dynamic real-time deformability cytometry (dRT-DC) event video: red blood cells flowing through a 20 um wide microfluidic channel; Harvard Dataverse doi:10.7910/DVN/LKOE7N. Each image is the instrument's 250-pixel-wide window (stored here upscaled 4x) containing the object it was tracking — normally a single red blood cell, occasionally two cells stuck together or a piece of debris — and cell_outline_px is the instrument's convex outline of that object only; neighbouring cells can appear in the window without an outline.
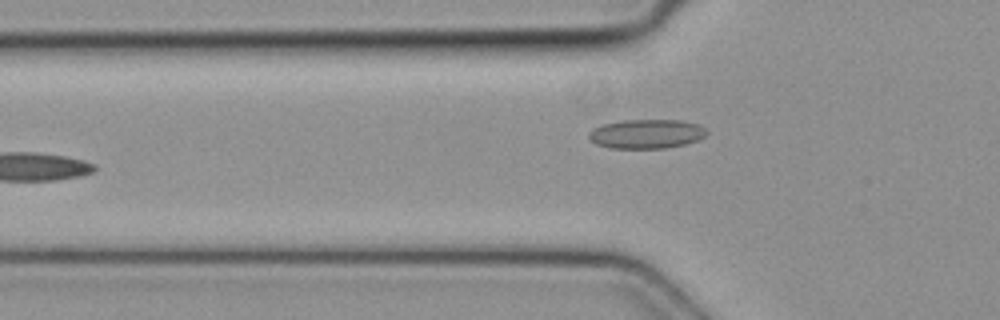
{"species": "common noctule bat (a hibernating species)", "species_latin": "Nyctalus noctula", "temperature_condition": "cold", "stored_images_in_passage": 6, "camera_frame_rate_fps": 3000, "um_per_image_px": 0.085, "animal": {"sex": "female", "body_mass_g": 19.3, "forearm_length_mm": 54.1}, "frame": {"image": 1, "passage_image": 5, "time_ms": 1.333, "image_size_px": [1000, 320], "cell_outline_px": [[708, 132], [704, 136], [696, 140], [684, 144], [664, 148], [612, 148], [596, 144], [588, 136], [588, 132], [592, 128], [600, 124], [624, 120], [684, 120], [696, 124], [704, 128]], "centroid_in_image_um": [54.91, 11.37], "position_along_channel_um": 70.9, "area_um2": 20.0}}
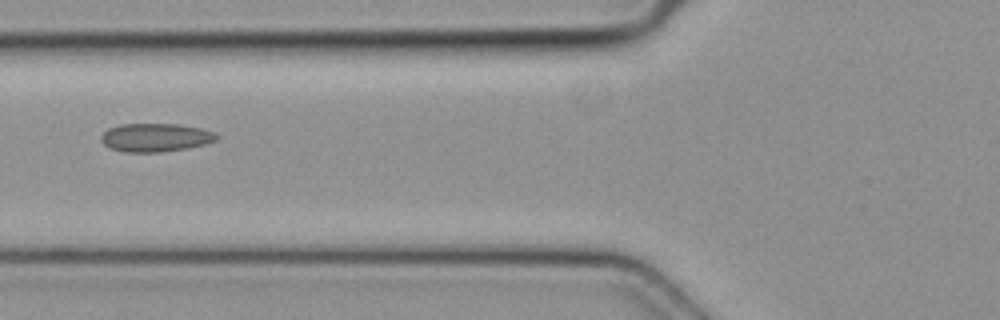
{"frame": {"image": 2, "passage_image": 6, "time_ms": 1.667, "image_size_px": [1000, 320], "cell_outline_px": [[220, 136], [216, 140], [204, 144], [188, 148], [160, 152], [124, 152], [112, 148], [104, 144], [100, 140], [100, 136], [108, 128], [120, 124], [180, 124], [200, 128], [216, 132]], "centroid_in_image_um": [13.23, 11.68], "position_along_channel_um": 112.6, "area_um2": 19.19}}